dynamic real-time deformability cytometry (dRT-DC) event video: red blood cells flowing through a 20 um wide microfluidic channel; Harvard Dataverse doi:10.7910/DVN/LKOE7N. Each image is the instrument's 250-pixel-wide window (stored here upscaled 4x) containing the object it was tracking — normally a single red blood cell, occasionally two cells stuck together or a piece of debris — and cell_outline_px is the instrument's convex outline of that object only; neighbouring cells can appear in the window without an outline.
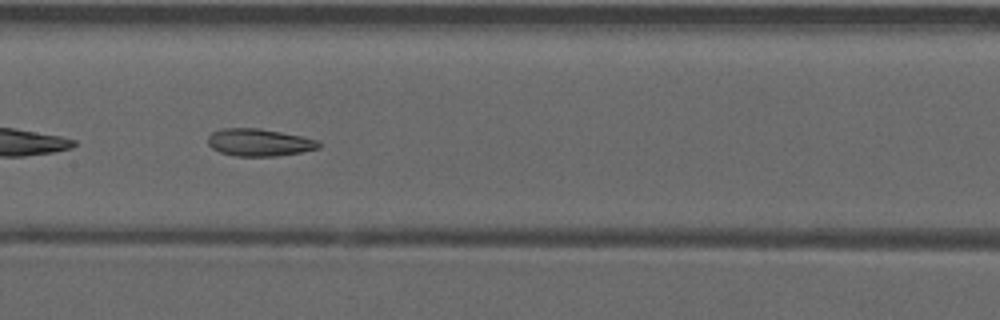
{"species": "common noctule bat (a hibernating species)", "species_latin": "Nyctalus noctula", "temperature_condition": "warm", "stored_images_in_passage": 46, "camera_frame_rate_fps": 3000, "um_per_image_px": 0.085, "animal": {"sex": "male", "forearm_length_mm": 52.5}, "frame": {"image": 1, "passage_image": 27, "time_ms": 8.667, "image_size_px": [1000, 320], "cell_outline_px": [[320, 148], [300, 152], [276, 156], [236, 156], [220, 152], [212, 148], [208, 144], [208, 136], [212, 132], [224, 128], [260, 128], [300, 136], [316, 140], [320, 144]], "centroid_in_image_um": [22.0, 12.1], "position_along_channel_um": 185.4, "area_um2": 17.51}, "authors_computed_cell_mechanics": {"area_um2": 18.207, "velocity_mm_per_s": 3.9353, "shape_relaxation_time_tau1_ms": null, "shape_relaxation_time_tau2_ms": 4.6708, "deformation_change_tau1": null, "deformation_change_tau2": 0.1318}}